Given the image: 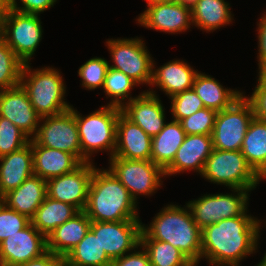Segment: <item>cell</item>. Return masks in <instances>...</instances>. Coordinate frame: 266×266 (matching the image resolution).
Here are the masks:
<instances>
[{
  "mask_svg": "<svg viewBox=\"0 0 266 266\" xmlns=\"http://www.w3.org/2000/svg\"><path fill=\"white\" fill-rule=\"evenodd\" d=\"M262 222L251 215L223 219L202 229V253L212 266H240L256 253Z\"/></svg>",
  "mask_w": 266,
  "mask_h": 266,
  "instance_id": "1",
  "label": "cell"
},
{
  "mask_svg": "<svg viewBox=\"0 0 266 266\" xmlns=\"http://www.w3.org/2000/svg\"><path fill=\"white\" fill-rule=\"evenodd\" d=\"M201 233L187 204L185 207L168 204L153 217L149 226L142 223L140 238L168 242L198 266L202 253Z\"/></svg>",
  "mask_w": 266,
  "mask_h": 266,
  "instance_id": "2",
  "label": "cell"
},
{
  "mask_svg": "<svg viewBox=\"0 0 266 266\" xmlns=\"http://www.w3.org/2000/svg\"><path fill=\"white\" fill-rule=\"evenodd\" d=\"M137 204L109 169H94L84 209L91 221L140 220Z\"/></svg>",
  "mask_w": 266,
  "mask_h": 266,
  "instance_id": "3",
  "label": "cell"
},
{
  "mask_svg": "<svg viewBox=\"0 0 266 266\" xmlns=\"http://www.w3.org/2000/svg\"><path fill=\"white\" fill-rule=\"evenodd\" d=\"M30 65L24 63L20 85L27 92L36 113L45 117L70 109L72 105L64 101L66 86L60 72L49 66L32 69Z\"/></svg>",
  "mask_w": 266,
  "mask_h": 266,
  "instance_id": "4",
  "label": "cell"
},
{
  "mask_svg": "<svg viewBox=\"0 0 266 266\" xmlns=\"http://www.w3.org/2000/svg\"><path fill=\"white\" fill-rule=\"evenodd\" d=\"M121 109L104 105L89 115L82 116L75 110L82 155L89 161L96 152L109 151L113 157L116 148L117 119Z\"/></svg>",
  "mask_w": 266,
  "mask_h": 266,
  "instance_id": "5",
  "label": "cell"
},
{
  "mask_svg": "<svg viewBox=\"0 0 266 266\" xmlns=\"http://www.w3.org/2000/svg\"><path fill=\"white\" fill-rule=\"evenodd\" d=\"M201 176L229 189L254 190L262 178L247 163L241 150L213 149Z\"/></svg>",
  "mask_w": 266,
  "mask_h": 266,
  "instance_id": "6",
  "label": "cell"
},
{
  "mask_svg": "<svg viewBox=\"0 0 266 266\" xmlns=\"http://www.w3.org/2000/svg\"><path fill=\"white\" fill-rule=\"evenodd\" d=\"M106 43L114 63L109 67L123 72L138 85H151L155 61L143 39H108Z\"/></svg>",
  "mask_w": 266,
  "mask_h": 266,
  "instance_id": "7",
  "label": "cell"
},
{
  "mask_svg": "<svg viewBox=\"0 0 266 266\" xmlns=\"http://www.w3.org/2000/svg\"><path fill=\"white\" fill-rule=\"evenodd\" d=\"M40 15L9 9L0 25V37L23 62L29 63L42 39Z\"/></svg>",
  "mask_w": 266,
  "mask_h": 266,
  "instance_id": "8",
  "label": "cell"
},
{
  "mask_svg": "<svg viewBox=\"0 0 266 266\" xmlns=\"http://www.w3.org/2000/svg\"><path fill=\"white\" fill-rule=\"evenodd\" d=\"M251 103L245 94L229 108L218 111L212 131L213 148L218 150H241L245 133L254 118Z\"/></svg>",
  "mask_w": 266,
  "mask_h": 266,
  "instance_id": "9",
  "label": "cell"
},
{
  "mask_svg": "<svg viewBox=\"0 0 266 266\" xmlns=\"http://www.w3.org/2000/svg\"><path fill=\"white\" fill-rule=\"evenodd\" d=\"M231 191L233 194H204L186 203L195 223L201 229L223 219L247 215L250 190L231 189Z\"/></svg>",
  "mask_w": 266,
  "mask_h": 266,
  "instance_id": "10",
  "label": "cell"
},
{
  "mask_svg": "<svg viewBox=\"0 0 266 266\" xmlns=\"http://www.w3.org/2000/svg\"><path fill=\"white\" fill-rule=\"evenodd\" d=\"M32 139L40 146L73 154L81 163L89 162L81 152L73 106L63 113L41 117L38 131Z\"/></svg>",
  "mask_w": 266,
  "mask_h": 266,
  "instance_id": "11",
  "label": "cell"
},
{
  "mask_svg": "<svg viewBox=\"0 0 266 266\" xmlns=\"http://www.w3.org/2000/svg\"><path fill=\"white\" fill-rule=\"evenodd\" d=\"M109 170L127 188L136 201L138 195L151 196L162 185L164 170L152 160H130L118 157L109 158ZM156 190V192H155Z\"/></svg>",
  "mask_w": 266,
  "mask_h": 266,
  "instance_id": "12",
  "label": "cell"
},
{
  "mask_svg": "<svg viewBox=\"0 0 266 266\" xmlns=\"http://www.w3.org/2000/svg\"><path fill=\"white\" fill-rule=\"evenodd\" d=\"M141 226V220L91 221L90 229L98 235L101 248L113 261L140 245Z\"/></svg>",
  "mask_w": 266,
  "mask_h": 266,
  "instance_id": "13",
  "label": "cell"
},
{
  "mask_svg": "<svg viewBox=\"0 0 266 266\" xmlns=\"http://www.w3.org/2000/svg\"><path fill=\"white\" fill-rule=\"evenodd\" d=\"M92 162L82 163L74 171L46 180L47 196L56 201L70 204L84 211L93 171Z\"/></svg>",
  "mask_w": 266,
  "mask_h": 266,
  "instance_id": "14",
  "label": "cell"
},
{
  "mask_svg": "<svg viewBox=\"0 0 266 266\" xmlns=\"http://www.w3.org/2000/svg\"><path fill=\"white\" fill-rule=\"evenodd\" d=\"M47 251V239L31 223L0 242V266H16Z\"/></svg>",
  "mask_w": 266,
  "mask_h": 266,
  "instance_id": "15",
  "label": "cell"
},
{
  "mask_svg": "<svg viewBox=\"0 0 266 266\" xmlns=\"http://www.w3.org/2000/svg\"><path fill=\"white\" fill-rule=\"evenodd\" d=\"M141 26L160 32L178 34L193 25L192 13L175 1L157 2L147 6L137 20Z\"/></svg>",
  "mask_w": 266,
  "mask_h": 266,
  "instance_id": "16",
  "label": "cell"
},
{
  "mask_svg": "<svg viewBox=\"0 0 266 266\" xmlns=\"http://www.w3.org/2000/svg\"><path fill=\"white\" fill-rule=\"evenodd\" d=\"M0 116L9 119L30 139L36 135L41 118L21 85L0 90Z\"/></svg>",
  "mask_w": 266,
  "mask_h": 266,
  "instance_id": "17",
  "label": "cell"
},
{
  "mask_svg": "<svg viewBox=\"0 0 266 266\" xmlns=\"http://www.w3.org/2000/svg\"><path fill=\"white\" fill-rule=\"evenodd\" d=\"M152 90V91H151ZM165 108L153 89L145 90L121 109L133 123L140 126L146 134L153 137L164 127Z\"/></svg>",
  "mask_w": 266,
  "mask_h": 266,
  "instance_id": "18",
  "label": "cell"
},
{
  "mask_svg": "<svg viewBox=\"0 0 266 266\" xmlns=\"http://www.w3.org/2000/svg\"><path fill=\"white\" fill-rule=\"evenodd\" d=\"M152 137L122 112L117 119L115 157L130 160H151Z\"/></svg>",
  "mask_w": 266,
  "mask_h": 266,
  "instance_id": "19",
  "label": "cell"
},
{
  "mask_svg": "<svg viewBox=\"0 0 266 266\" xmlns=\"http://www.w3.org/2000/svg\"><path fill=\"white\" fill-rule=\"evenodd\" d=\"M213 149L211 135H186L173 162L164 170L165 176L177 175L188 170L201 175Z\"/></svg>",
  "mask_w": 266,
  "mask_h": 266,
  "instance_id": "20",
  "label": "cell"
},
{
  "mask_svg": "<svg viewBox=\"0 0 266 266\" xmlns=\"http://www.w3.org/2000/svg\"><path fill=\"white\" fill-rule=\"evenodd\" d=\"M33 173L32 139L21 149L0 157V197L18 188Z\"/></svg>",
  "mask_w": 266,
  "mask_h": 266,
  "instance_id": "21",
  "label": "cell"
},
{
  "mask_svg": "<svg viewBox=\"0 0 266 266\" xmlns=\"http://www.w3.org/2000/svg\"><path fill=\"white\" fill-rule=\"evenodd\" d=\"M153 63V76L150 86L159 87L165 95L171 98L186 90L193 88V82L198 70H194L184 60H171L155 69Z\"/></svg>",
  "mask_w": 266,
  "mask_h": 266,
  "instance_id": "22",
  "label": "cell"
},
{
  "mask_svg": "<svg viewBox=\"0 0 266 266\" xmlns=\"http://www.w3.org/2000/svg\"><path fill=\"white\" fill-rule=\"evenodd\" d=\"M32 152L33 173L45 180L70 173L82 164L73 154L40 146L33 139Z\"/></svg>",
  "mask_w": 266,
  "mask_h": 266,
  "instance_id": "23",
  "label": "cell"
},
{
  "mask_svg": "<svg viewBox=\"0 0 266 266\" xmlns=\"http://www.w3.org/2000/svg\"><path fill=\"white\" fill-rule=\"evenodd\" d=\"M46 196V180L33 174L18 188L5 194L1 201L8 208L31 219Z\"/></svg>",
  "mask_w": 266,
  "mask_h": 266,
  "instance_id": "24",
  "label": "cell"
},
{
  "mask_svg": "<svg viewBox=\"0 0 266 266\" xmlns=\"http://www.w3.org/2000/svg\"><path fill=\"white\" fill-rule=\"evenodd\" d=\"M91 220L84 211L53 230L47 237V250L64 257L86 236Z\"/></svg>",
  "mask_w": 266,
  "mask_h": 266,
  "instance_id": "25",
  "label": "cell"
},
{
  "mask_svg": "<svg viewBox=\"0 0 266 266\" xmlns=\"http://www.w3.org/2000/svg\"><path fill=\"white\" fill-rule=\"evenodd\" d=\"M185 137L180 121L165 123L163 129L152 137L151 160L165 170L173 162Z\"/></svg>",
  "mask_w": 266,
  "mask_h": 266,
  "instance_id": "26",
  "label": "cell"
},
{
  "mask_svg": "<svg viewBox=\"0 0 266 266\" xmlns=\"http://www.w3.org/2000/svg\"><path fill=\"white\" fill-rule=\"evenodd\" d=\"M193 89L206 108L222 111L229 108L244 93L231 88H224L211 75L198 72L193 82Z\"/></svg>",
  "mask_w": 266,
  "mask_h": 266,
  "instance_id": "27",
  "label": "cell"
},
{
  "mask_svg": "<svg viewBox=\"0 0 266 266\" xmlns=\"http://www.w3.org/2000/svg\"><path fill=\"white\" fill-rule=\"evenodd\" d=\"M241 152L253 170L266 179V122L253 118L245 133Z\"/></svg>",
  "mask_w": 266,
  "mask_h": 266,
  "instance_id": "28",
  "label": "cell"
},
{
  "mask_svg": "<svg viewBox=\"0 0 266 266\" xmlns=\"http://www.w3.org/2000/svg\"><path fill=\"white\" fill-rule=\"evenodd\" d=\"M79 211L72 205L46 196L30 219L31 224L45 237Z\"/></svg>",
  "mask_w": 266,
  "mask_h": 266,
  "instance_id": "29",
  "label": "cell"
},
{
  "mask_svg": "<svg viewBox=\"0 0 266 266\" xmlns=\"http://www.w3.org/2000/svg\"><path fill=\"white\" fill-rule=\"evenodd\" d=\"M229 5L225 0H199L191 12L193 25L206 32L229 25L234 20Z\"/></svg>",
  "mask_w": 266,
  "mask_h": 266,
  "instance_id": "30",
  "label": "cell"
},
{
  "mask_svg": "<svg viewBox=\"0 0 266 266\" xmlns=\"http://www.w3.org/2000/svg\"><path fill=\"white\" fill-rule=\"evenodd\" d=\"M64 259L71 266H112V260L101 248L98 235L91 229Z\"/></svg>",
  "mask_w": 266,
  "mask_h": 266,
  "instance_id": "31",
  "label": "cell"
},
{
  "mask_svg": "<svg viewBox=\"0 0 266 266\" xmlns=\"http://www.w3.org/2000/svg\"><path fill=\"white\" fill-rule=\"evenodd\" d=\"M140 246L147 252L151 266H195L183 252L168 242L140 238Z\"/></svg>",
  "mask_w": 266,
  "mask_h": 266,
  "instance_id": "32",
  "label": "cell"
},
{
  "mask_svg": "<svg viewBox=\"0 0 266 266\" xmlns=\"http://www.w3.org/2000/svg\"><path fill=\"white\" fill-rule=\"evenodd\" d=\"M134 86H138L134 80L123 72L109 67L102 87L107 96L106 98L110 97L108 105L122 109L126 103L136 98L130 94ZM126 98L129 99L127 100Z\"/></svg>",
  "mask_w": 266,
  "mask_h": 266,
  "instance_id": "33",
  "label": "cell"
},
{
  "mask_svg": "<svg viewBox=\"0 0 266 266\" xmlns=\"http://www.w3.org/2000/svg\"><path fill=\"white\" fill-rule=\"evenodd\" d=\"M24 63L0 37V90L20 85Z\"/></svg>",
  "mask_w": 266,
  "mask_h": 266,
  "instance_id": "34",
  "label": "cell"
},
{
  "mask_svg": "<svg viewBox=\"0 0 266 266\" xmlns=\"http://www.w3.org/2000/svg\"><path fill=\"white\" fill-rule=\"evenodd\" d=\"M30 138L9 119L0 116V157L27 145Z\"/></svg>",
  "mask_w": 266,
  "mask_h": 266,
  "instance_id": "35",
  "label": "cell"
},
{
  "mask_svg": "<svg viewBox=\"0 0 266 266\" xmlns=\"http://www.w3.org/2000/svg\"><path fill=\"white\" fill-rule=\"evenodd\" d=\"M109 64L104 58L94 57L81 65L78 69V76L82 80V87L88 90L103 87Z\"/></svg>",
  "mask_w": 266,
  "mask_h": 266,
  "instance_id": "36",
  "label": "cell"
},
{
  "mask_svg": "<svg viewBox=\"0 0 266 266\" xmlns=\"http://www.w3.org/2000/svg\"><path fill=\"white\" fill-rule=\"evenodd\" d=\"M216 115V110L204 107L182 119L180 123L186 135H211Z\"/></svg>",
  "mask_w": 266,
  "mask_h": 266,
  "instance_id": "37",
  "label": "cell"
},
{
  "mask_svg": "<svg viewBox=\"0 0 266 266\" xmlns=\"http://www.w3.org/2000/svg\"><path fill=\"white\" fill-rule=\"evenodd\" d=\"M169 99H171L170 110L173 115L172 118L176 121H181L205 107L193 88Z\"/></svg>",
  "mask_w": 266,
  "mask_h": 266,
  "instance_id": "38",
  "label": "cell"
},
{
  "mask_svg": "<svg viewBox=\"0 0 266 266\" xmlns=\"http://www.w3.org/2000/svg\"><path fill=\"white\" fill-rule=\"evenodd\" d=\"M31 223V220L8 208L2 201L0 202V242L7 237L23 230Z\"/></svg>",
  "mask_w": 266,
  "mask_h": 266,
  "instance_id": "39",
  "label": "cell"
},
{
  "mask_svg": "<svg viewBox=\"0 0 266 266\" xmlns=\"http://www.w3.org/2000/svg\"><path fill=\"white\" fill-rule=\"evenodd\" d=\"M21 6L18 5L17 0H10V8L25 14H37L40 15L48 8L54 6L57 0H19Z\"/></svg>",
  "mask_w": 266,
  "mask_h": 266,
  "instance_id": "40",
  "label": "cell"
},
{
  "mask_svg": "<svg viewBox=\"0 0 266 266\" xmlns=\"http://www.w3.org/2000/svg\"><path fill=\"white\" fill-rule=\"evenodd\" d=\"M251 103L255 118L266 122V86L257 82L251 96H245Z\"/></svg>",
  "mask_w": 266,
  "mask_h": 266,
  "instance_id": "41",
  "label": "cell"
},
{
  "mask_svg": "<svg viewBox=\"0 0 266 266\" xmlns=\"http://www.w3.org/2000/svg\"><path fill=\"white\" fill-rule=\"evenodd\" d=\"M138 248H142V250L140 251ZM134 251L114 259L112 261V266H151L148 254L143 247L139 245Z\"/></svg>",
  "mask_w": 266,
  "mask_h": 266,
  "instance_id": "42",
  "label": "cell"
},
{
  "mask_svg": "<svg viewBox=\"0 0 266 266\" xmlns=\"http://www.w3.org/2000/svg\"><path fill=\"white\" fill-rule=\"evenodd\" d=\"M64 261V257L56 255L51 251L47 250L40 257H37L26 263H22L16 266H60Z\"/></svg>",
  "mask_w": 266,
  "mask_h": 266,
  "instance_id": "43",
  "label": "cell"
},
{
  "mask_svg": "<svg viewBox=\"0 0 266 266\" xmlns=\"http://www.w3.org/2000/svg\"><path fill=\"white\" fill-rule=\"evenodd\" d=\"M264 13L257 23L258 30H256L258 31V65L266 61V12Z\"/></svg>",
  "mask_w": 266,
  "mask_h": 266,
  "instance_id": "44",
  "label": "cell"
},
{
  "mask_svg": "<svg viewBox=\"0 0 266 266\" xmlns=\"http://www.w3.org/2000/svg\"><path fill=\"white\" fill-rule=\"evenodd\" d=\"M198 1L199 0H175V2L179 6H181L184 9L189 10L190 12H192L195 9Z\"/></svg>",
  "mask_w": 266,
  "mask_h": 266,
  "instance_id": "45",
  "label": "cell"
},
{
  "mask_svg": "<svg viewBox=\"0 0 266 266\" xmlns=\"http://www.w3.org/2000/svg\"><path fill=\"white\" fill-rule=\"evenodd\" d=\"M258 67H259L258 68L259 72H258V79H257V81L260 84L266 86V61L263 62V63H260L258 65Z\"/></svg>",
  "mask_w": 266,
  "mask_h": 266,
  "instance_id": "46",
  "label": "cell"
},
{
  "mask_svg": "<svg viewBox=\"0 0 266 266\" xmlns=\"http://www.w3.org/2000/svg\"><path fill=\"white\" fill-rule=\"evenodd\" d=\"M10 9V0H0V25Z\"/></svg>",
  "mask_w": 266,
  "mask_h": 266,
  "instance_id": "47",
  "label": "cell"
},
{
  "mask_svg": "<svg viewBox=\"0 0 266 266\" xmlns=\"http://www.w3.org/2000/svg\"><path fill=\"white\" fill-rule=\"evenodd\" d=\"M147 2V6L153 3H157V2H171V1H175V0H145Z\"/></svg>",
  "mask_w": 266,
  "mask_h": 266,
  "instance_id": "48",
  "label": "cell"
},
{
  "mask_svg": "<svg viewBox=\"0 0 266 266\" xmlns=\"http://www.w3.org/2000/svg\"><path fill=\"white\" fill-rule=\"evenodd\" d=\"M266 222V221H265ZM261 266H266V253L264 254V257L262 258V260L259 263Z\"/></svg>",
  "mask_w": 266,
  "mask_h": 266,
  "instance_id": "49",
  "label": "cell"
},
{
  "mask_svg": "<svg viewBox=\"0 0 266 266\" xmlns=\"http://www.w3.org/2000/svg\"><path fill=\"white\" fill-rule=\"evenodd\" d=\"M60 266H71L66 261H64Z\"/></svg>",
  "mask_w": 266,
  "mask_h": 266,
  "instance_id": "50",
  "label": "cell"
}]
</instances>
